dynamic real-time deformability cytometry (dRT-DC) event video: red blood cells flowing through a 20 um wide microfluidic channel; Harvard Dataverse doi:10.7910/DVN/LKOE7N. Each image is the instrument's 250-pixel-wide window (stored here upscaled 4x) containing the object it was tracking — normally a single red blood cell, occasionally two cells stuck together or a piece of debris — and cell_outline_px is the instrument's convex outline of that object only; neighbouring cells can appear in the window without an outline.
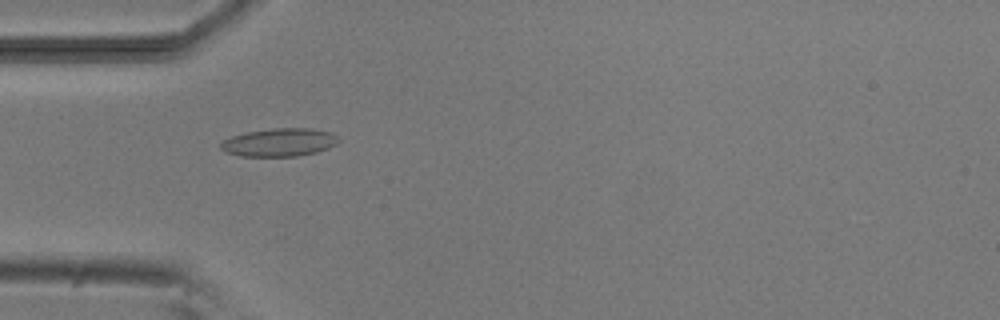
{"species": "common noctule bat (a hibernating species)", "species_latin": "Nyctalus noctula", "temperature_condition": "room temperature", "stored_images_in_passage": 5, "camera_frame_rate_fps": 3000, "um_per_image_px": 0.085, "animal": {"sex": "male", "body_mass_g": 20.5, "forearm_length_mm": 52.5}, "frame": {"image": 1, "passage_image": 4, "time_ms": 4.333, "image_size_px": [1000, 320], "cell_outline_px": [[340, 140], [336, 144], [328, 148], [316, 152], [296, 156], [240, 156], [224, 152], [220, 148], [220, 144], [224, 140], [232, 136], [244, 132], [272, 128], [312, 128], [332, 132]], "centroid_in_image_um": [23.73, 12.09], "position_along_channel_um": 61.3, "area_um2": 19.42}}
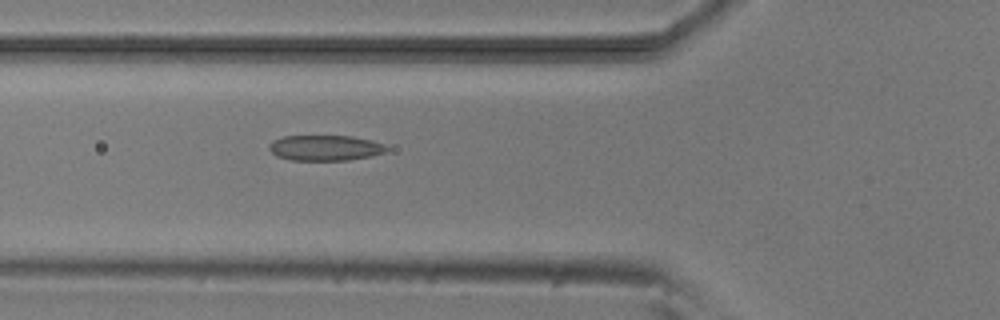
{"frame": {"image": 2, "passage_image": 5, "time_ms": 5.333, "image_size_px": [1000, 320], "cell_outline_px": [[388, 148], [384, 152], [372, 156], [348, 160], [292, 160], [276, 156], [268, 148], [268, 144], [272, 140], [284, 136], [352, 136], [372, 140], [384, 144]], "centroid_in_image_um": [27.62, 12.56], "position_along_channel_um": 98.2, "area_um2": 17.51}}